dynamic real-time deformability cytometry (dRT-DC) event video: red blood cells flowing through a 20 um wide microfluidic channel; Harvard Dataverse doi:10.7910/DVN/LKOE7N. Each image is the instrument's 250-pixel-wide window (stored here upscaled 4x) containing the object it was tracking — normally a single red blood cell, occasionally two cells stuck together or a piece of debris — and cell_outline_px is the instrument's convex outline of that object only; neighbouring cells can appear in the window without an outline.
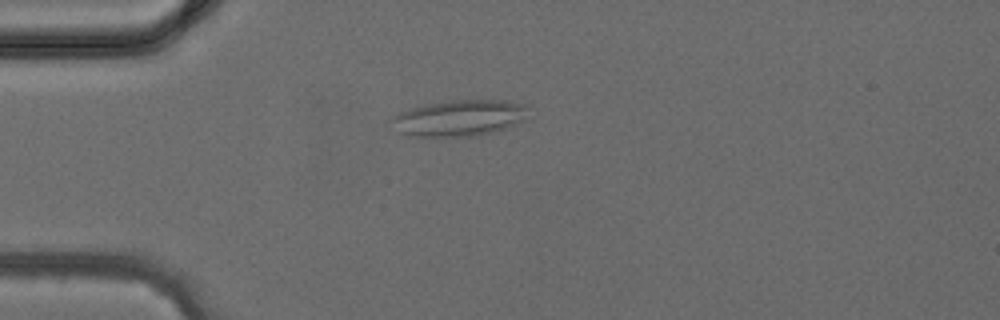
{"species": "common noctule bat (a hibernating species)", "species_latin": "Nyctalus noctula", "temperature_condition": "cold", "stored_images_in_passage": 29, "camera_frame_rate_fps": 3000, "um_per_image_px": 0.085, "animal": {"sex": "female", "body_mass_g": 24.6, "forearm_length_mm": 56.2}, "frame": {"image": 1, "passage_image": 1, "time_ms": 0.0, "image_size_px": [1000, 320], "cell_outline_px": [[528, 108], [520, 120], [504, 128], [492, 132], [476, 136], [408, 136], [400, 132], [388, 120], [392, 116], [400, 112], [412, 108], [452, 100], [504, 100], [524, 104]], "centroid_in_image_um": [38.97, 10.03], "position_along_channel_um": 46.0, "area_um2": 28.21}}
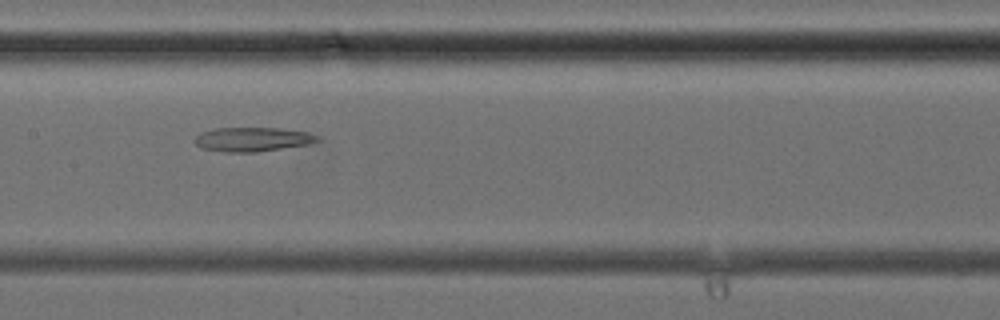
{"frame": {"image": 2, "passage_image": 10, "time_ms": 3.0, "image_size_px": [1000, 320], "cell_outline_px": [[320, 140], [312, 144], [256, 152], [228, 152], [200, 148], [192, 140], [200, 132], [216, 128], [280, 128], [308, 132], [316, 136]], "centroid_in_image_um": [21.45, 11.84], "position_along_channel_um": 185.9, "area_um2": 17.4}}
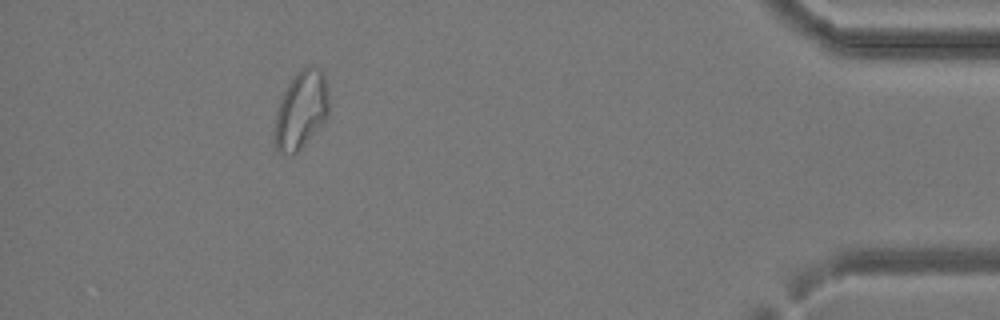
{"frame": {"image": 3, "passage_image": 26, "time_ms": 8.333, "image_size_px": [1000, 320], "cell_outline_px": [[328, 116], [304, 144], [292, 156], [280, 156], [276, 152], [272, 132], [276, 112], [280, 100], [288, 84], [296, 72], [312, 64], [320, 68], [324, 76], [328, 88]], "centroid_in_image_um": [25.54, 9.39], "position_along_channel_um": 409.7, "area_um2": 25.09}}